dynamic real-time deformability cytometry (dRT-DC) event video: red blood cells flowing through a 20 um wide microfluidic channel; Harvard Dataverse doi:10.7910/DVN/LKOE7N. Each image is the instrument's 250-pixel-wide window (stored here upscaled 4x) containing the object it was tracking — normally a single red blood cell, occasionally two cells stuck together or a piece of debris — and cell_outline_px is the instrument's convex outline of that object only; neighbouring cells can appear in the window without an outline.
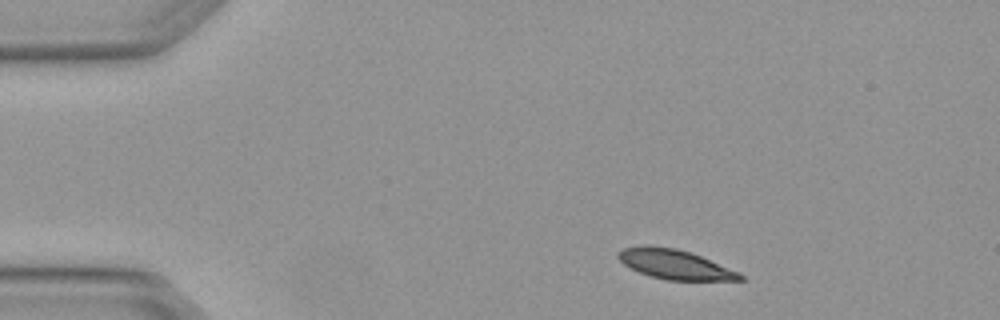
{"species": "Egyptian fruit bat (a non-hibernating species)", "species_latin": "Rousettus aegyptiacus", "temperature_condition": "warm", "stored_images_in_passage": 2, "camera_frame_rate_fps": 3000, "um_per_image_px": 0.085, "animal": {"sex": "female"}, "frame": {"image": 1, "passage_image": 1, "time_ms": 0.0, "image_size_px": [1000, 320], "cell_outline_px": [[744, 280], [668, 280], [652, 276], [640, 272], [624, 264], [616, 256], [616, 252], [624, 248], [648, 244], [676, 248], [700, 256], [740, 272], [744, 276]], "centroid_in_image_um": [57.35, 22.45], "position_along_channel_um": 27.7, "area_um2": 20.87}}